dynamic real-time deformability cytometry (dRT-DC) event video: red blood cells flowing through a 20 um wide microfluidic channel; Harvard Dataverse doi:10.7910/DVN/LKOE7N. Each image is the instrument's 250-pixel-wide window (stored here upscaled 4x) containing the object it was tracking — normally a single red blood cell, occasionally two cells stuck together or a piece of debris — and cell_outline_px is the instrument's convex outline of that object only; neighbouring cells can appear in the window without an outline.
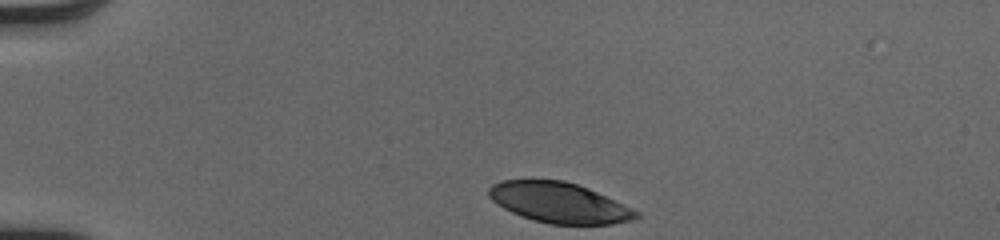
{"species": "human", "species_latin": "Homo sapiens", "temperature_condition": "cold", "stored_images_in_passage": 10, "camera_frame_rate_fps": 3000, "um_per_image_px": 0.085, "donor": {"sex": "male"}, "frame": {"image": 1, "passage_image": 1, "time_ms": 0.0, "image_size_px": [1000, 240], "cell_outline_px": [[640, 216], [636, 220], [612, 224], [548, 224], [512, 212], [496, 204], [488, 196], [488, 188], [492, 184], [500, 180], [564, 180], [588, 188], [640, 212]], "centroid_in_image_um": [47.53, 17.23], "position_along_channel_um": 37.5, "area_um2": 34.51}}
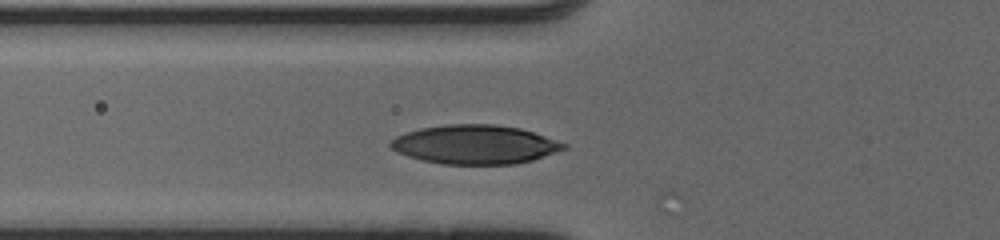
{"frame": {"image": 2, "passage_image": 9, "time_ms": 2.667, "image_size_px": [1000, 240], "cell_outline_px": [[568, 148], [532, 160], [516, 164], [440, 164], [420, 160], [396, 152], [388, 144], [396, 136], [404, 132], [420, 128], [444, 124], [496, 124], [520, 128], [568, 144]], "centroid_in_image_um": [40.34, 12.28], "position_along_channel_um": 85.5, "area_um2": 39.54}}